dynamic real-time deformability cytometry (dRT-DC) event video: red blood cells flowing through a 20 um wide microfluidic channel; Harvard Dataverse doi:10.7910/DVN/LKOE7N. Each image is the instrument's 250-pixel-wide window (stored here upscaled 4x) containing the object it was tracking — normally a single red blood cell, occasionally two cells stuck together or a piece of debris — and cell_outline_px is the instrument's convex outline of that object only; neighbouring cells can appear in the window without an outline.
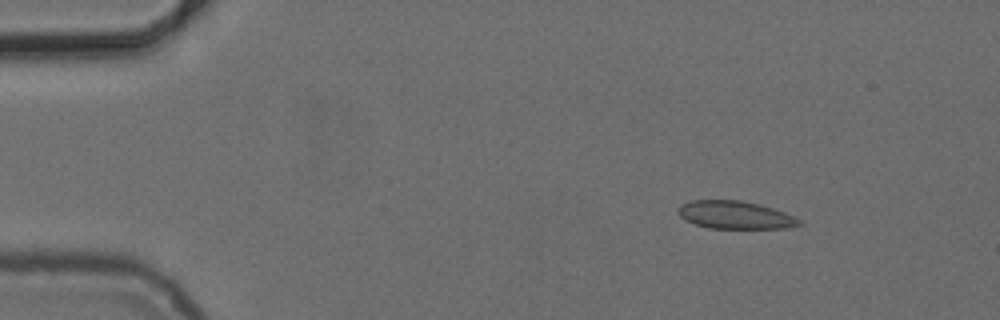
{"species": "common noctule bat (a hibernating species)", "species_latin": "Nyctalus noctula", "temperature_condition": "cold", "stored_images_in_passage": 6, "camera_frame_rate_fps": 3000, "um_per_image_px": 0.085, "animal": {"sex": "female", "body_mass_g": 24.6, "forearm_length_mm": 56.2}, "frame": {"image": 1, "passage_image": 1, "time_ms": 0.0, "image_size_px": [1000, 320], "cell_outline_px": [[804, 224], [788, 228], [708, 228], [684, 220], [676, 212], [676, 208], [680, 204], [692, 200], [740, 200], [760, 204], [784, 212], [800, 220]], "centroid_in_image_um": [62.45, 18.27], "position_along_channel_um": 22.6, "area_um2": 19.77}}
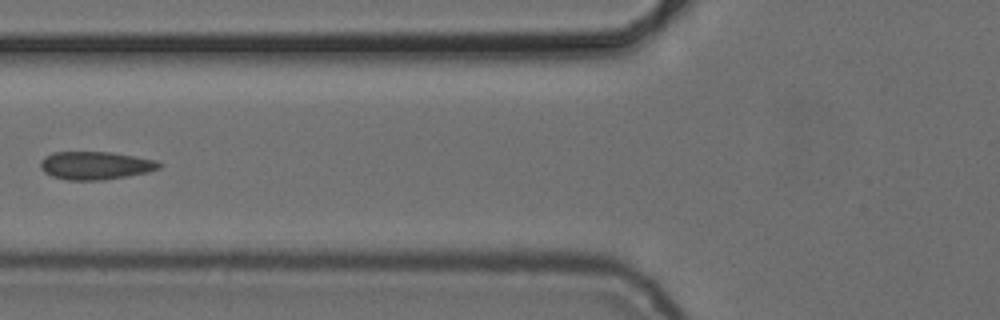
{"frame": {"image": 2, "passage_image": 5, "time_ms": 4.667, "image_size_px": [1000, 320], "cell_outline_px": [[164, 164], [160, 168], [148, 172], [128, 176], [104, 180], [68, 180], [52, 176], [44, 172], [40, 168], [40, 160], [44, 156], [52, 152], [112, 152], [156, 160]], "centroid_in_image_um": [8.11, 14.06], "position_along_channel_um": 117.7, "area_um2": 19.59}}
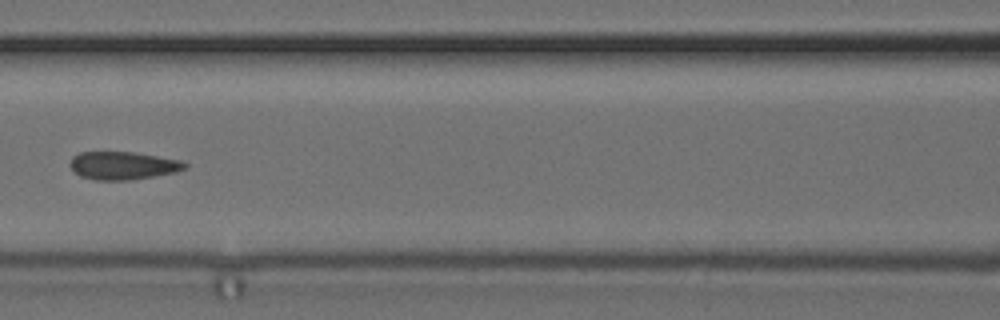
{"frame": {"image": 3, "passage_image": 6, "time_ms": 5.667, "image_size_px": [1000, 320], "cell_outline_px": [[188, 168], [176, 172], [128, 180], [96, 180], [80, 176], [68, 164], [72, 156], [80, 152], [136, 152], [180, 160], [188, 164]], "centroid_in_image_um": [10.45, 14.06], "position_along_channel_um": 156.1, "area_um2": 18.73}}